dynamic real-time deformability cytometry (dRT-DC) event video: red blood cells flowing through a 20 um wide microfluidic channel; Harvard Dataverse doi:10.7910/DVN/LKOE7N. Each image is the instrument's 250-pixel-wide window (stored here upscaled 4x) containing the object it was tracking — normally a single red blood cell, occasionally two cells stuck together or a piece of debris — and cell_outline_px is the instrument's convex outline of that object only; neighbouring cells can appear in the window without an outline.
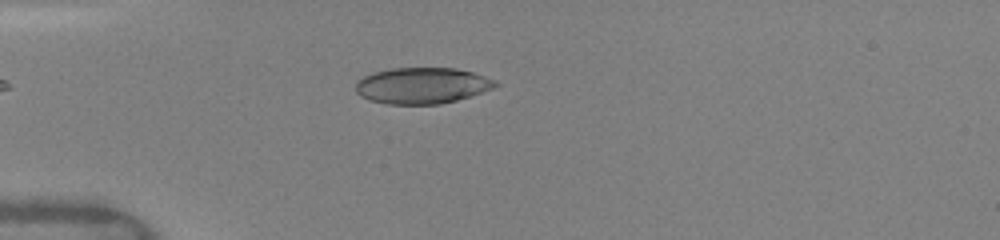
{"species": "human", "species_latin": "Homo sapiens", "temperature_condition": "warm", "stored_images_in_passage": 49, "camera_frame_rate_fps": 3000, "um_per_image_px": 0.085, "donor": {"sex": "female"}, "frame": {"image": 1, "passage_image": 14, "time_ms": 4.333, "image_size_px": [1000, 240], "cell_outline_px": [[500, 84], [492, 88], [456, 100], [440, 104], [388, 104], [368, 100], [360, 96], [356, 92], [356, 80], [372, 72], [392, 68], [456, 68], [472, 72], [496, 80]], "centroid_in_image_um": [35.83, 7.27], "position_along_channel_um": 49.2, "area_um2": 29.42}}
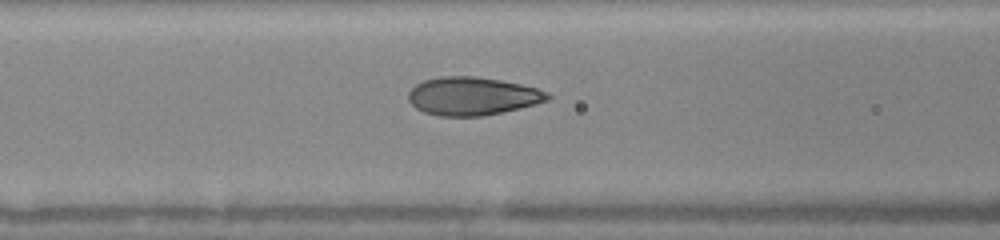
{"frame": {"image": 2, "passage_image": 21, "time_ms": 6.667, "image_size_px": [1000, 240], "cell_outline_px": [[552, 96], [548, 100], [536, 104], [520, 108], [480, 116], [440, 116], [424, 112], [416, 108], [408, 100], [408, 92], [416, 84], [424, 80], [440, 76], [476, 76], [500, 80], [520, 84], [536, 88], [548, 92]], "centroid_in_image_um": [40.15, 8.16], "position_along_channel_um": 126.5, "area_um2": 30.92}}
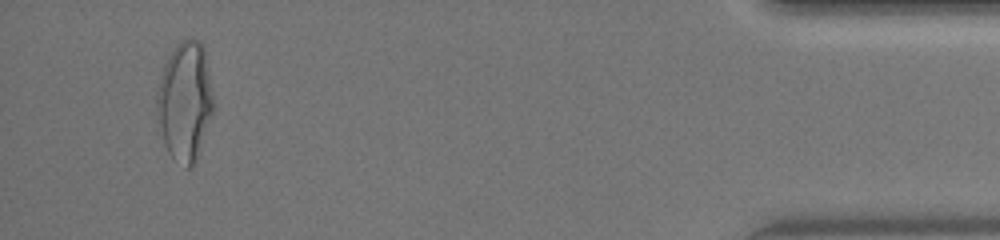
{"frame": {"image": 3, "passage_image": 47, "time_ms": 15.333, "image_size_px": [1000, 240], "cell_outline_px": [[212, 112], [196, 156], [192, 164], [188, 168], [184, 168], [168, 152], [164, 140], [160, 124], [156, 104], [156, 96], [164, 64], [168, 56], [176, 44], [180, 40], [200, 40], [204, 44], [212, 92]], "centroid_in_image_um": [15.71, 8.53], "position_along_channel_um": 419.5, "area_um2": 38.21}, "authors_computed_cell_mechanics": {"area_um2": 30.8652, "velocity_mm_per_s": 4.1078, "shape_relaxation_time_tau1_ms": 4.3449, "shape_relaxation_time_tau2_ms": null, "deformation_change_tau1": 0.1873, "deformation_change_tau2": null}}